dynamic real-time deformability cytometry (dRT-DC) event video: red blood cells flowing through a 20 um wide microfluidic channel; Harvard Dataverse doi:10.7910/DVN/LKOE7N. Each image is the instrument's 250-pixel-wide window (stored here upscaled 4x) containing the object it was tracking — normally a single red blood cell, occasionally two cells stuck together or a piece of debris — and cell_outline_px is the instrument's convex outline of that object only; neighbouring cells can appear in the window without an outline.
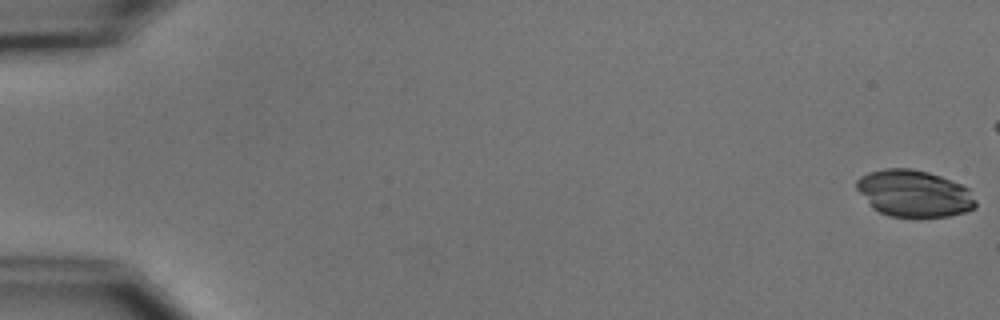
{"species": "common noctule bat (a hibernating species)", "species_latin": "Nyctalus noctula", "temperature_condition": "cold", "stored_images_in_passage": 7, "camera_frame_rate_fps": 3000, "um_per_image_px": 0.085, "animal": {"sex": "male", "body_mass_g": 15.6}, "frame": {"image": 1, "passage_image": 1, "time_ms": 0.0, "image_size_px": [1000, 320], "cell_outline_px": [[976, 208], [964, 212], [948, 216], [888, 216], [872, 208], [856, 188], [856, 180], [860, 176], [868, 172], [884, 168], [912, 168], [928, 172], [940, 176], [960, 184], [968, 188], [976, 200]], "centroid_in_image_um": [77.67, 16.43], "position_along_channel_um": 7.3, "area_um2": 32.43}}